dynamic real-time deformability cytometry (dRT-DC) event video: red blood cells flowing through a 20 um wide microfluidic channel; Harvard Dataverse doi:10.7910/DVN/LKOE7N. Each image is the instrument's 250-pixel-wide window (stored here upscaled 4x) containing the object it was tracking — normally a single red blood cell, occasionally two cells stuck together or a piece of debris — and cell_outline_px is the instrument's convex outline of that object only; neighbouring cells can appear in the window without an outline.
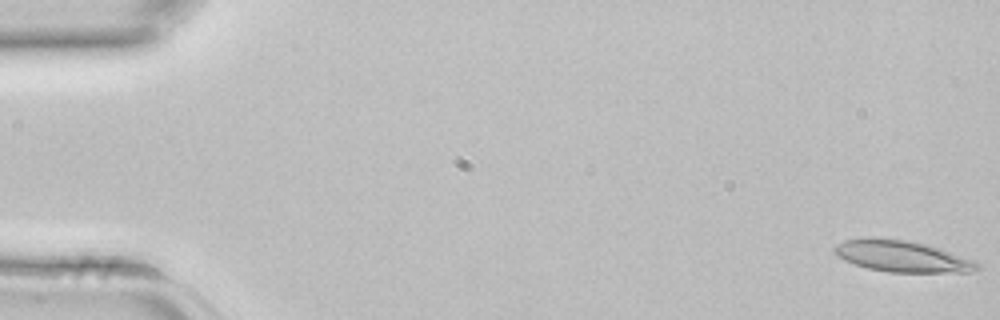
{"species": "common noctule bat (a hibernating species)", "species_latin": "Nyctalus noctula", "temperature_condition": "room temperature", "stored_images_in_passage": 4, "camera_frame_rate_fps": 3000, "um_per_image_px": 0.085, "animal": {"sex": "female", "body_mass_g": 22.7, "forearm_length_mm": 54.2}, "frame": {"image": 1, "passage_image": 1, "time_ms": 0.0, "image_size_px": [1000, 320], "cell_outline_px": [[980, 268], [968, 272], [888, 272], [868, 268], [844, 260], [836, 256], [832, 252], [832, 248], [836, 244], [844, 240], [868, 236], [872, 236], [908, 240], [928, 244], [976, 260], [980, 264]], "centroid_in_image_um": [76.64, 21.75], "position_along_channel_um": 8.4, "area_um2": 26.65}}
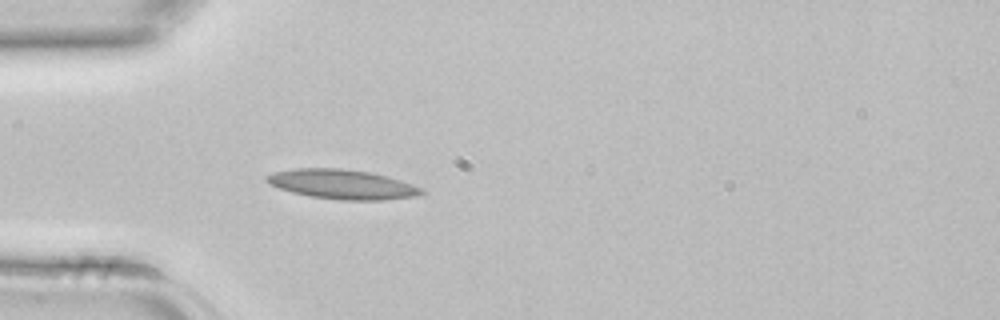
{"frame": {"image": 2, "passage_image": 4, "time_ms": 1.0, "image_size_px": [1000, 320], "cell_outline_px": [[428, 192], [416, 196], [384, 200], [340, 200], [312, 196], [292, 192], [268, 184], [264, 180], [264, 176], [272, 172], [296, 168], [340, 168], [372, 172], [388, 176], [424, 188]], "centroid_in_image_um": [29.11, 15.66], "position_along_channel_um": 55.9, "area_um2": 26.93}}